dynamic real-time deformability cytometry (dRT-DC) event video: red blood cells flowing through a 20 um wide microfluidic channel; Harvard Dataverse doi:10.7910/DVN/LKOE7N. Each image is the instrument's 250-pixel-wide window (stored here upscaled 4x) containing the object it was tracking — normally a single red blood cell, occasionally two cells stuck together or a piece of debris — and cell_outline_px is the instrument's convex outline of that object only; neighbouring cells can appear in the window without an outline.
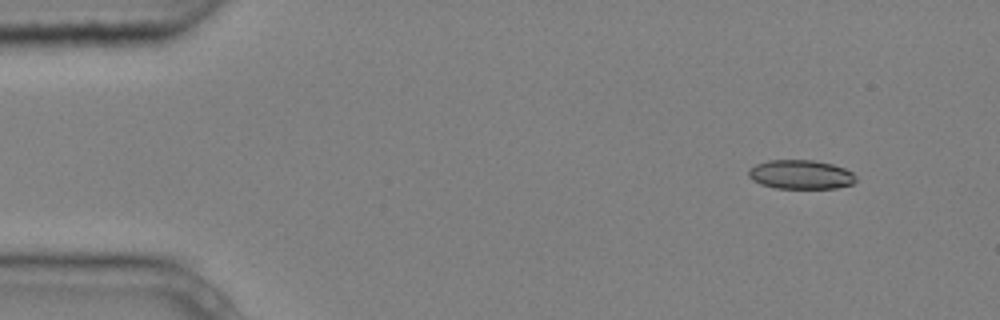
{"species": "common noctule bat (a hibernating species)", "species_latin": "Nyctalus noctula", "temperature_condition": "cold", "stored_images_in_passage": 9, "camera_frame_rate_fps": 3000, "um_per_image_px": 0.085, "animal": {"sex": "male", "body_mass_g": 20.4}, "frame": {"image": 1, "passage_image": 1, "time_ms": 0.0, "image_size_px": [1000, 320], "cell_outline_px": [[856, 180], [852, 184], [836, 188], [776, 188], [760, 184], [752, 180], [748, 176], [748, 168], [756, 164], [768, 160], [812, 160], [832, 164], [844, 168], [852, 172], [856, 176]], "centroid_in_image_um": [68.04, 14.83], "position_along_channel_um": 17.0, "area_um2": 18.26}}
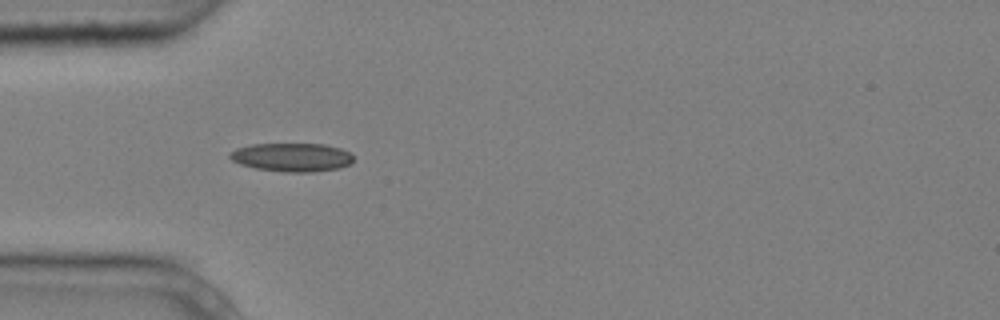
{"frame": {"image": 2, "passage_image": 4, "time_ms": 1.0, "image_size_px": [1000, 320], "cell_outline_px": [[352, 160], [348, 164], [340, 168], [312, 172], [284, 172], [256, 168], [240, 164], [232, 160], [228, 156], [228, 152], [236, 148], [252, 144], [324, 144], [340, 148], [348, 152], [352, 156]], "centroid_in_image_um": [24.76, 13.36], "position_along_channel_um": 60.2, "area_um2": 20.52}}
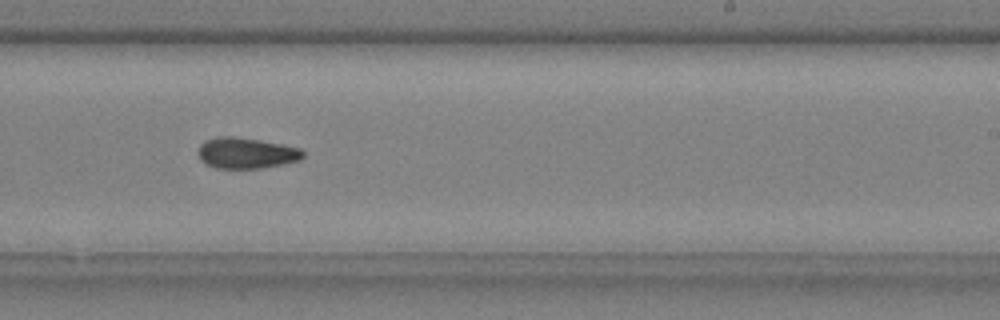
{"frame": {"image": 3, "passage_image": 9, "time_ms": 2.667, "image_size_px": [1000, 320], "cell_outline_px": [[304, 156], [300, 160], [260, 168], [216, 168], [204, 164], [200, 160], [196, 152], [200, 144], [204, 140], [216, 136], [232, 136], [260, 140], [300, 148], [304, 152]], "centroid_in_image_um": [20.86, 13.0], "position_along_channel_um": 268.1, "area_um2": 19.02}}